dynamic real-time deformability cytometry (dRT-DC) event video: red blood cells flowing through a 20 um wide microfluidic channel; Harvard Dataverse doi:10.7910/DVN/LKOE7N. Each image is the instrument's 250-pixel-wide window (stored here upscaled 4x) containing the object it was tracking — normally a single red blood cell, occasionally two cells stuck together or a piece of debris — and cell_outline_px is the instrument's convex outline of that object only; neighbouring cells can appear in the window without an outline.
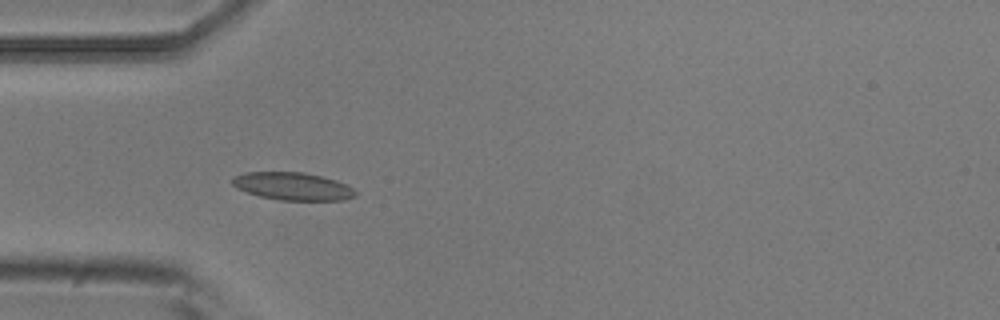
{"species": "common noctule bat (a hibernating species)", "species_latin": "Nyctalus noctula", "temperature_condition": "room temperature", "stored_images_in_passage": 5, "camera_frame_rate_fps": 3000, "um_per_image_px": 0.085, "animal": {"sex": "male", "body_mass_g": 20.5, "forearm_length_mm": 52.5}, "frame": {"image": 1, "passage_image": 4, "time_ms": 1.0, "image_size_px": [1000, 320], "cell_outline_px": [[356, 196], [344, 200], [280, 200], [260, 196], [236, 188], [232, 184], [232, 180], [236, 176], [244, 172], [304, 172], [336, 180], [348, 184], [356, 192]], "centroid_in_image_um": [24.91, 15.83], "position_along_channel_um": 60.1, "area_um2": 19.83}}
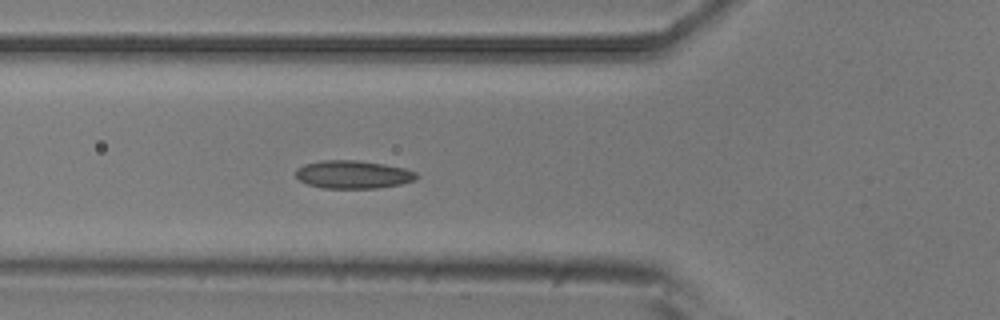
{"frame": {"image": 2, "passage_image": 5, "time_ms": 1.333, "image_size_px": [1000, 320], "cell_outline_px": [[416, 180], [400, 184], [376, 188], [324, 188], [308, 184], [300, 180], [296, 176], [296, 168], [304, 164], [320, 160], [356, 160], [384, 164], [404, 168], [416, 172]], "centroid_in_image_um": [29.99, 14.82], "position_along_channel_um": 95.8, "area_um2": 19.65}}